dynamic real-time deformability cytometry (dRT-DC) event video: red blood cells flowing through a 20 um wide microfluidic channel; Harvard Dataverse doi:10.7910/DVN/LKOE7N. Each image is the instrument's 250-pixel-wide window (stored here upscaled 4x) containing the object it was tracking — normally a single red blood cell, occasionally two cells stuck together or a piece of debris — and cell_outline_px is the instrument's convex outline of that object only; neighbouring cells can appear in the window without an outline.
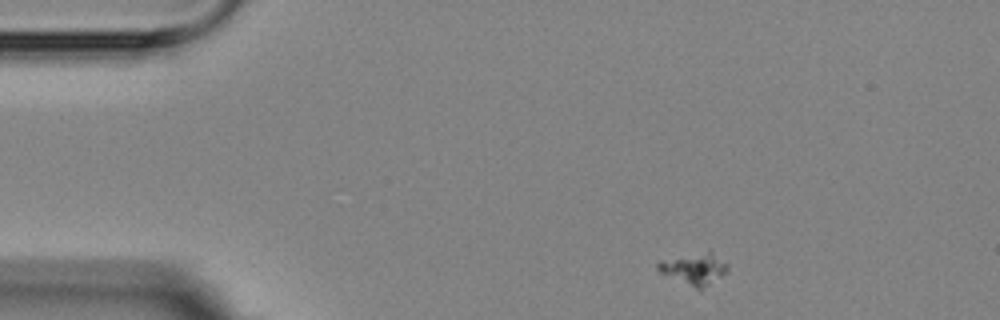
{"species": "Egyptian fruit bat (a non-hibernating species)", "species_latin": "Rousettus aegyptiacus", "temperature_condition": "room temperature", "stored_images_in_passage": 3, "camera_frame_rate_fps": 3000, "um_per_image_px": 0.085, "animal": {"sex": "female"}, "frame": {"image": 1, "passage_image": 1, "time_ms": 0.0, "image_size_px": [1000, 320], "cell_outline_px": [[728, 272], [700, 292], [660, 272], [656, 268], [656, 264], [660, 260], [708, 252], [712, 252], [728, 264]], "centroid_in_image_um": [59.03, 22.91], "position_along_channel_um": 26.0, "area_um2": 12.89}}